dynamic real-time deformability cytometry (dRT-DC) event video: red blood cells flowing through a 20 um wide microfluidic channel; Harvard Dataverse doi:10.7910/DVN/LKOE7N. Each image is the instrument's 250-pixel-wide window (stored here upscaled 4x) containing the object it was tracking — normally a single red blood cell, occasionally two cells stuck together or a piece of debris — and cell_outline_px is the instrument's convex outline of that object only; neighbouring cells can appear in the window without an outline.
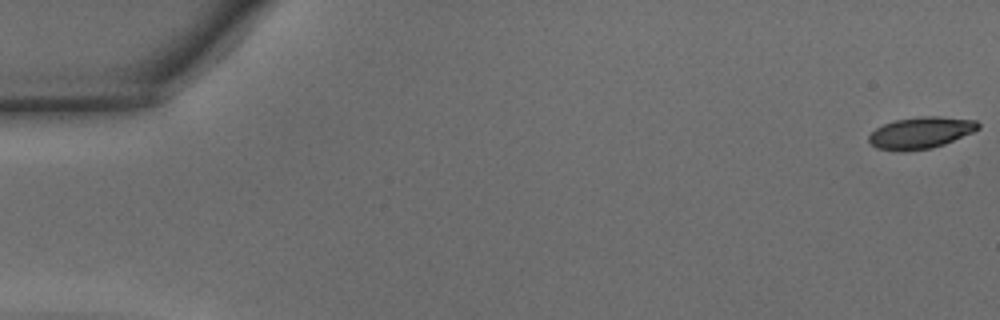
{"species": "common noctule bat (a hibernating species)", "species_latin": "Nyctalus noctula", "temperature_condition": "warm", "stored_images_in_passage": 10, "camera_frame_rate_fps": 3000, "um_per_image_px": 0.085, "animal": {"sex": "male", "body_mass_g": 15.6}, "frame": {"image": 1, "passage_image": 1, "time_ms": 0.0, "image_size_px": [1000, 320], "cell_outline_px": [[980, 128], [972, 132], [944, 144], [932, 148], [904, 152], [876, 148], [868, 140], [868, 136], [876, 128], [884, 124], [896, 120], [920, 116], [940, 116], [976, 120], [980, 124]], "centroid_in_image_um": [78.26, 11.28], "position_along_channel_um": 6.7, "area_um2": 20.17}}